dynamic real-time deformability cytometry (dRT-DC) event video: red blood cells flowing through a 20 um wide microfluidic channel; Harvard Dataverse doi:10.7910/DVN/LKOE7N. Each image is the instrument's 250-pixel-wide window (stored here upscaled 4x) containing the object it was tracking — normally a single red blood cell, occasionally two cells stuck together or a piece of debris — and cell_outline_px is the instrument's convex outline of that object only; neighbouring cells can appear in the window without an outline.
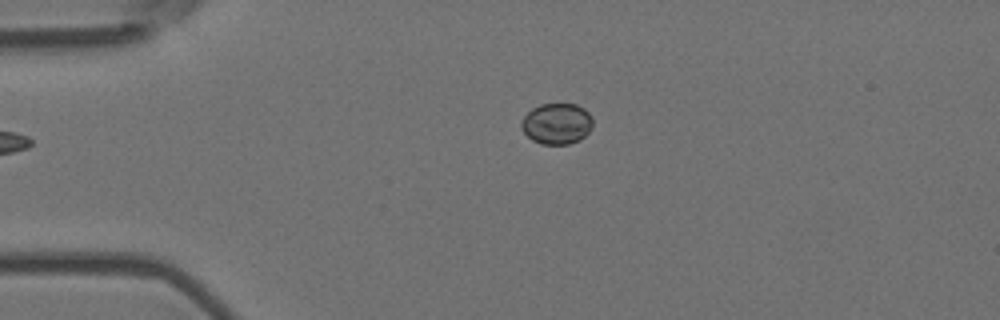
{"species": "Egyptian fruit bat (a non-hibernating species)", "species_latin": "Rousettus aegyptiacus", "temperature_condition": "room temperature", "stored_images_in_passage": 5, "camera_frame_rate_fps": 3000, "um_per_image_px": 0.085, "animal": {"sex": "female"}, "frame": {"image": 1, "passage_image": 5, "time_ms": 1.333, "image_size_px": [1000, 320], "cell_outline_px": [[592, 128], [580, 140], [568, 144], [540, 144], [532, 140], [520, 128], [520, 124], [524, 116], [532, 108], [540, 104], [576, 104], [584, 108], [592, 116]], "centroid_in_image_um": [47.32, 10.51], "position_along_channel_um": 37.7, "area_um2": 17.17}}